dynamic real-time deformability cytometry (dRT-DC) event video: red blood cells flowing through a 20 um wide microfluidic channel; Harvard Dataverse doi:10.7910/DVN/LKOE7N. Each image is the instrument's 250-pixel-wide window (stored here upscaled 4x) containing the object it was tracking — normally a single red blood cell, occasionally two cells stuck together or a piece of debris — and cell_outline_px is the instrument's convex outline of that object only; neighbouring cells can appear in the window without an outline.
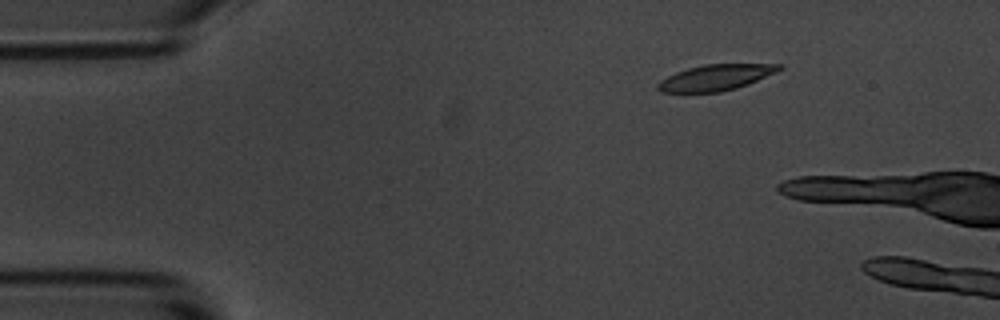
{"species": "common noctule bat (a hibernating species)", "species_latin": "Nyctalus noctula", "temperature_condition": "room temperature", "stored_images_in_passage": 2, "camera_frame_rate_fps": 3000, "um_per_image_px": 0.085, "animal": {"sex": "male", "body_mass_g": 20.1, "forearm_length_mm": 53.5}, "frame": {"image": 1, "passage_image": 1, "time_ms": 0.0, "image_size_px": [1000, 320], "cell_outline_px": [[784, 68], [776, 72], [748, 84], [736, 88], [720, 92], [660, 92], [656, 88], [656, 84], [660, 80], [676, 72], [688, 68], [704, 64], [784, 64]], "centroid_in_image_um": [60.83, 6.58], "position_along_channel_um": 24.2, "area_um2": 18.32}}